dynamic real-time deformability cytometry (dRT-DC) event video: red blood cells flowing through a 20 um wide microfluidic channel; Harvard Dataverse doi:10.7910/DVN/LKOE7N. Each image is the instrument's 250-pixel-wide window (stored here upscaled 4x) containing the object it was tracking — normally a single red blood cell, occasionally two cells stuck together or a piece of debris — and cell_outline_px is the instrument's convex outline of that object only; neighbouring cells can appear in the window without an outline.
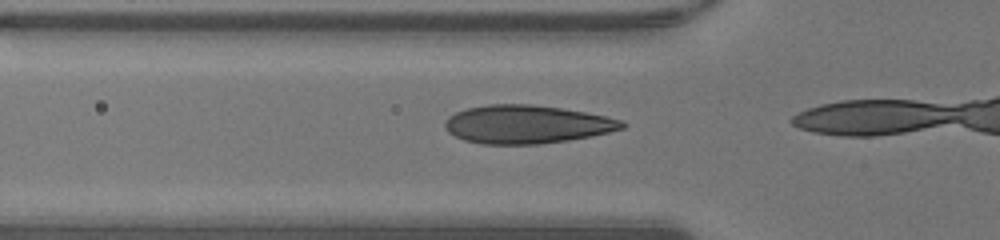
{"species": "human", "species_latin": "Homo sapiens", "temperature_condition": "warm", "stored_images_in_passage": 10, "camera_frame_rate_fps": 3000, "um_per_image_px": 0.085, "donor": {"sex": "male"}, "frame": {"image": 1, "passage_image": 8, "time_ms": 2.333, "image_size_px": [1000, 240], "cell_outline_px": [[628, 124], [624, 128], [592, 136], [568, 140], [540, 144], [480, 144], [464, 140], [448, 132], [444, 128], [444, 120], [448, 116], [456, 112], [468, 108], [488, 104], [532, 104], [560, 108], [584, 112], [604, 116], [620, 120]], "centroid_in_image_um": [44.73, 10.57], "position_along_channel_um": 81.1, "area_um2": 39.54}}